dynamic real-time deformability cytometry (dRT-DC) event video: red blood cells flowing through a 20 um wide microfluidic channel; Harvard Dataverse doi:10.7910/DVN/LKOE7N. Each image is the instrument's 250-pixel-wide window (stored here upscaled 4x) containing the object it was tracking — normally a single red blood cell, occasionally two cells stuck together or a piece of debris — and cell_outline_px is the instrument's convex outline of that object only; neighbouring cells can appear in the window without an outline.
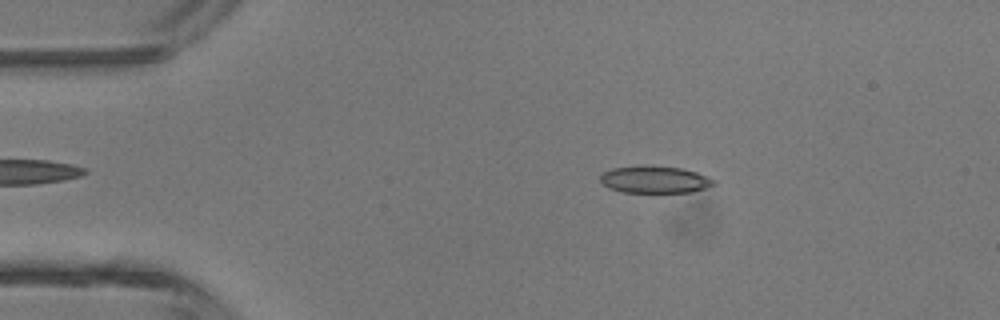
{"species": "common noctule bat (a hibernating species)", "species_latin": "Nyctalus noctula", "temperature_condition": "room temperature", "stored_images_in_passage": 40, "camera_frame_rate_fps": 3000, "um_per_image_px": 0.085, "animal": {"sex": "male", "body_mass_g": 13.3}, "frame": {"image": 1, "passage_image": 9, "time_ms": 2.667, "image_size_px": [1000, 320], "cell_outline_px": [[716, 184], [704, 188], [688, 192], [620, 192], [608, 188], [600, 180], [600, 176], [604, 172], [612, 168], [644, 164], [680, 168], [696, 172], [708, 176], [716, 180]], "centroid_in_image_um": [55.64, 15.24], "position_along_channel_um": 29.4, "area_um2": 18.09}}
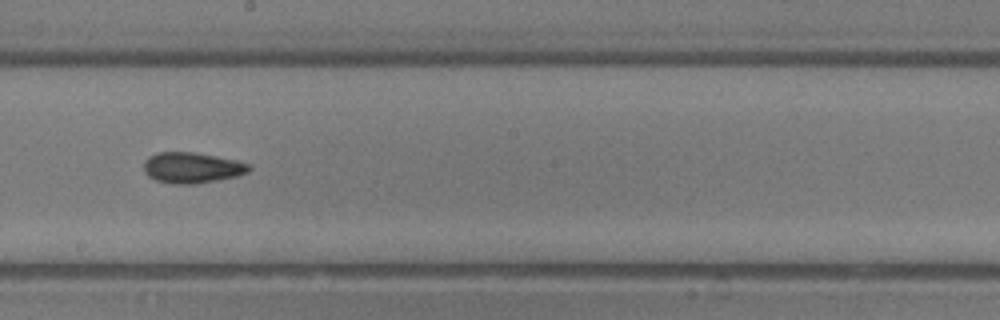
{"frame": {"image": 2, "passage_image": 26, "time_ms": 8.333, "image_size_px": [1000, 320], "cell_outline_px": [[252, 168], [248, 172], [236, 176], [196, 184], [172, 184], [156, 180], [148, 176], [144, 172], [144, 160], [148, 156], [156, 152], [196, 152], [236, 160], [252, 164]], "centroid_in_image_um": [16.31, 14.25], "position_along_channel_um": 231.9, "area_um2": 19.07}}
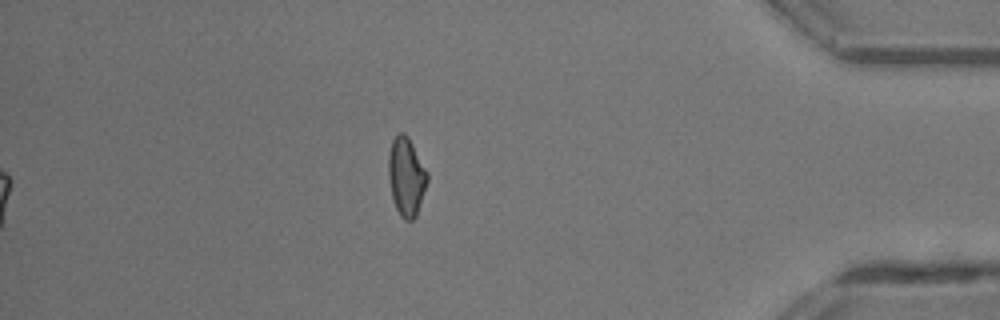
{"frame": {"image": 3, "passage_image": 40, "time_ms": 13.0, "image_size_px": [1000, 320], "cell_outline_px": [[428, 180], [416, 216], [412, 220], [404, 220], [400, 216], [396, 208], [392, 196], [388, 176], [388, 156], [392, 140], [400, 132], [404, 132], [408, 136], [428, 172]], "centroid_in_image_um": [34.53, 15.0], "position_along_channel_um": 400.7, "area_um2": 17.74}, "authors_computed_cell_mechanics": {"area_um2": 18.2937, "velocity_mm_per_s": 4.5282, "shape_relaxation_time_tau1_ms": 5.0757, "shape_relaxation_time_tau2_ms": 4.1522, "deformation_change_tau1": 0.1049, "deformation_change_tau2": 0.1193}}